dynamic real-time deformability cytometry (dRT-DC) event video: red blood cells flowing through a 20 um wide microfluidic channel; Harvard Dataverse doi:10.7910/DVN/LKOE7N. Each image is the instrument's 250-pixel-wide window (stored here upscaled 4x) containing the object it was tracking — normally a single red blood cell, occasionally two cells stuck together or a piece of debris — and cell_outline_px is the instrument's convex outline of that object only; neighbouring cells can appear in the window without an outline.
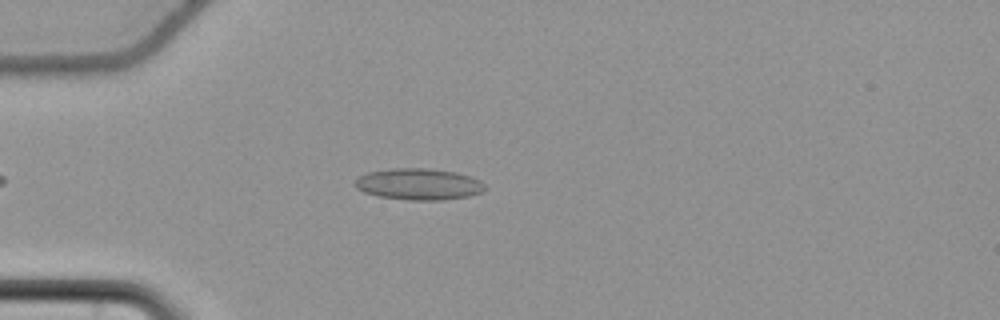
{"species": "common noctule bat (a hibernating species)", "species_latin": "Nyctalus noctula", "temperature_condition": "cold", "stored_images_in_passage": 51, "camera_frame_rate_fps": 3000, "um_per_image_px": 0.085, "animal": {"sex": "female", "body_mass_g": 22.7, "forearm_length_mm": 54.2}, "frame": {"image": 1, "passage_image": 11, "time_ms": 3.333, "image_size_px": [1000, 320], "cell_outline_px": [[484, 188], [480, 192], [468, 196], [444, 200], [408, 200], [380, 196], [364, 192], [356, 188], [352, 184], [360, 176], [368, 172], [392, 168], [428, 168], [456, 172], [480, 180], [484, 184]], "centroid_in_image_um": [35.56, 15.65], "position_along_channel_um": 49.4, "area_um2": 23.7}}
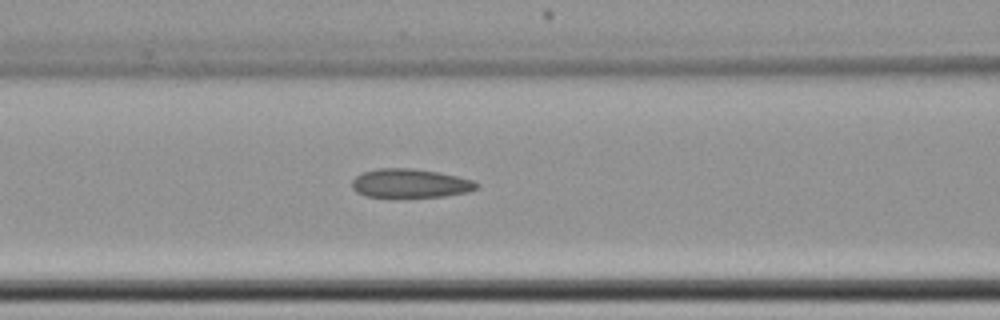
{"frame": {"image": 2, "passage_image": 19, "time_ms": 6.0, "image_size_px": [1000, 320], "cell_outline_px": [[480, 188], [468, 192], [444, 196], [368, 196], [356, 192], [352, 188], [352, 180], [356, 176], [364, 172], [376, 168], [412, 168], [440, 172], [472, 180], [480, 184]], "centroid_in_image_um": [34.9, 15.56], "position_along_channel_um": 131.7, "area_um2": 20.81}}
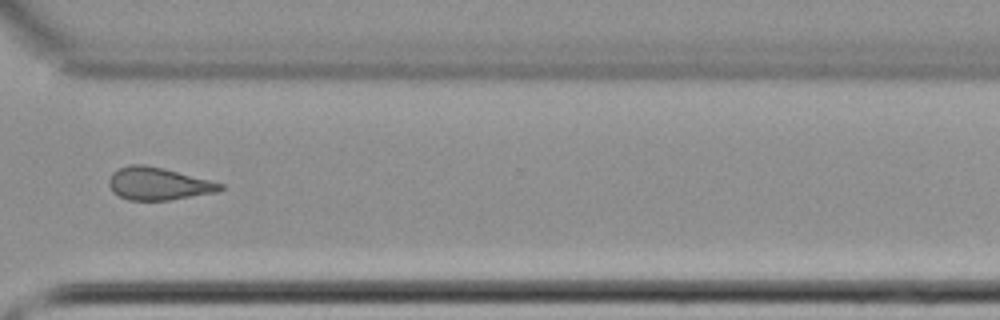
{"frame": {"image": 3, "passage_image": 37, "time_ms": 12.0, "image_size_px": [1000, 320], "cell_outline_px": [[224, 188], [216, 192], [168, 200], [128, 200], [120, 196], [108, 184], [108, 180], [112, 172], [128, 164], [144, 164], [224, 184]], "centroid_in_image_um": [13.42, 15.62], "position_along_channel_um": 357.2, "area_um2": 20.63}, "authors_computed_cell_mechanics": {"area_um2": 21.2704, "velocity_mm_per_s": 3.7485, "shape_relaxation_time_tau1_ms": 7.7321, "shape_relaxation_time_tau2_ms": 2.8068, "deformation_change_tau1": 0.1107, "deformation_change_tau2": 0.0989}}